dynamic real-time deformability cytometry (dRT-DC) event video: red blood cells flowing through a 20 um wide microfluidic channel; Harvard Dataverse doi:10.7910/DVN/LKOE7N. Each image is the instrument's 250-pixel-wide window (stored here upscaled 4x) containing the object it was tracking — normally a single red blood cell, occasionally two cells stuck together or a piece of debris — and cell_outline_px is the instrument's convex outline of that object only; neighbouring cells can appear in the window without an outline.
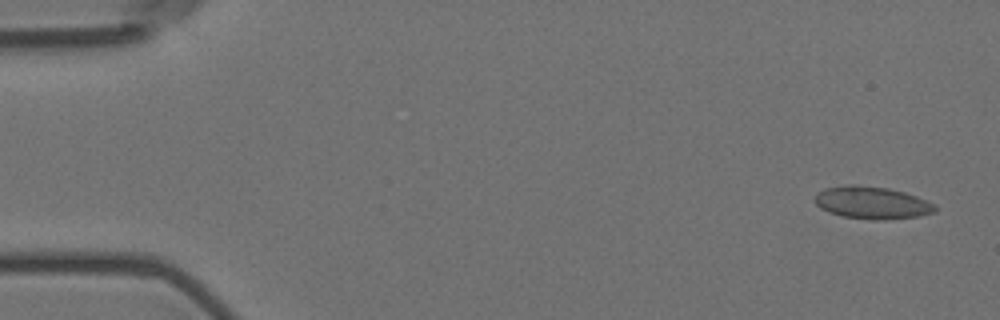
{"species": "Egyptian fruit bat (a non-hibernating species)", "species_latin": "Rousettus aegyptiacus", "temperature_condition": "room temperature", "stored_images_in_passage": 5, "camera_frame_rate_fps": 3000, "um_per_image_px": 0.085, "animal": {"sex": "female"}, "frame": {"image": 1, "passage_image": 1, "time_ms": 0.0, "image_size_px": [1000, 320], "cell_outline_px": [[936, 212], [920, 216], [880, 220], [872, 220], [844, 216], [828, 212], [820, 208], [812, 200], [816, 192], [824, 188], [848, 184], [856, 184], [888, 188], [904, 192], [916, 196], [936, 204]], "centroid_in_image_um": [74.09, 17.22], "position_along_channel_um": 10.9, "area_um2": 23.0}}